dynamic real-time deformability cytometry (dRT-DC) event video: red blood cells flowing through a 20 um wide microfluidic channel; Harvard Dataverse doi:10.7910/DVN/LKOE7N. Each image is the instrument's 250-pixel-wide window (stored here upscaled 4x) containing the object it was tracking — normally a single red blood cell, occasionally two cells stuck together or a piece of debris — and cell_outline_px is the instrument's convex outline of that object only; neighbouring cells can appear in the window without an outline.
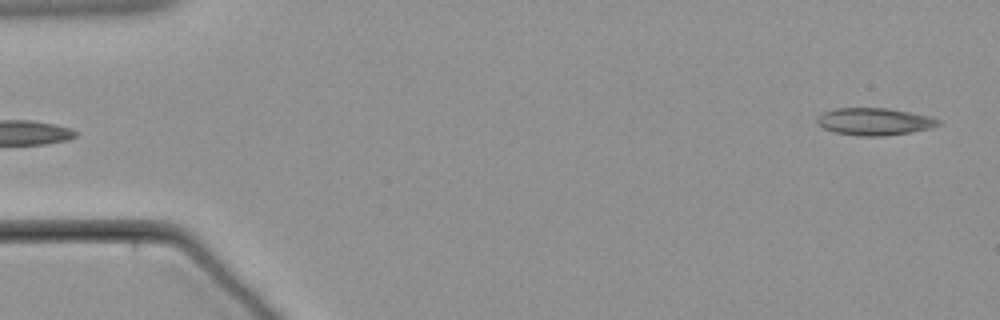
{"species": "common noctule bat (a hibernating species)", "species_latin": "Nyctalus noctula", "temperature_condition": "warm", "stored_images_in_passage": 5, "camera_frame_rate_fps": 3000, "um_per_image_px": 0.085, "animal": {"sex": "male", "body_mass_g": 21.5, "forearm_length_mm": 52.0}, "frame": {"image": 1, "passage_image": 1, "time_ms": 0.0, "image_size_px": [1000, 320], "cell_outline_px": [[940, 124], [932, 128], [908, 132], [880, 136], [860, 136], [836, 132], [824, 128], [816, 120], [824, 112], [836, 108], [888, 108], [928, 116], [940, 120]], "centroid_in_image_um": [74.34, 10.33], "position_along_channel_um": 10.7, "area_um2": 18.84}}